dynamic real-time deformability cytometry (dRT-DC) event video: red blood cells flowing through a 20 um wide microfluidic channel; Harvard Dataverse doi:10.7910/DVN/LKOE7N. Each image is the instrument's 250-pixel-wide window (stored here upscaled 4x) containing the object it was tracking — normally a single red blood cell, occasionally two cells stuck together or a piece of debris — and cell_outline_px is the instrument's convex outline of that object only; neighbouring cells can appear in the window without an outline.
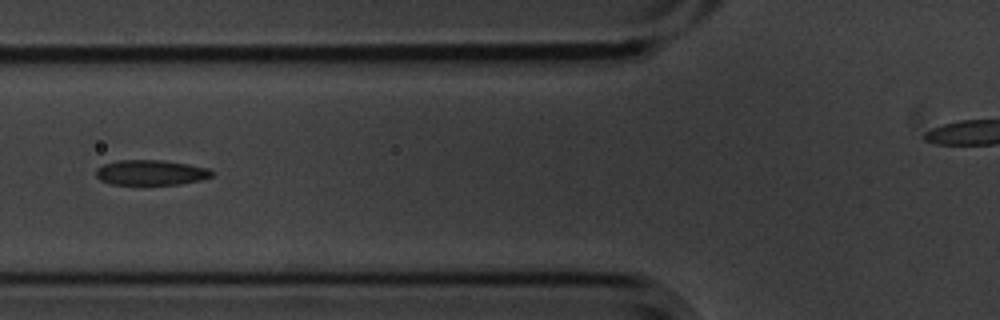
{"species": "common noctule bat (a hibernating species)", "species_latin": "Nyctalus noctula", "temperature_condition": "cold", "stored_images_in_passage": 7, "camera_frame_rate_fps": 3000, "um_per_image_px": 0.085, "animal": {"sex": "male", "body_mass_g": 20.1, "forearm_length_mm": 53.5}, "frame": {"image": 1, "passage_image": 5, "time_ms": 1.333, "image_size_px": [1000, 320], "cell_outline_px": [[212, 176], [200, 180], [180, 184], [108, 184], [100, 180], [96, 176], [96, 168], [104, 164], [116, 160], [160, 160], [188, 164], [208, 168], [212, 172]], "centroid_in_image_um": [12.78, 14.66], "position_along_channel_um": 113.0, "area_um2": 16.94}}
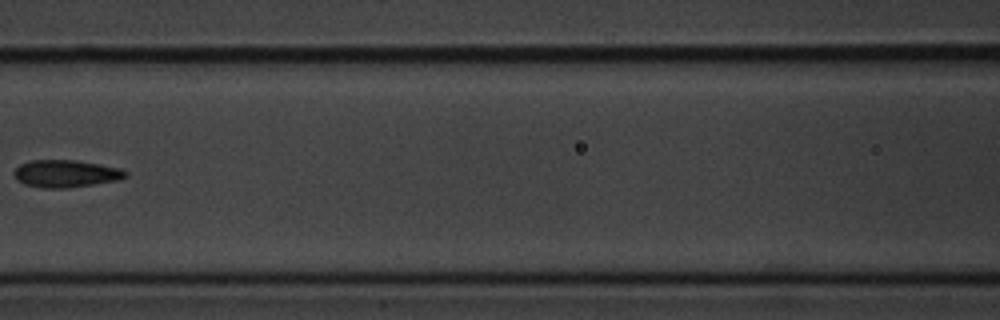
{"frame": {"image": 2, "passage_image": 6, "time_ms": 1.667, "image_size_px": [1000, 320], "cell_outline_px": [[128, 176], [116, 180], [68, 188], [40, 188], [24, 184], [16, 180], [12, 172], [20, 164], [32, 160], [76, 160], [100, 164], [120, 168], [128, 172]], "centroid_in_image_um": [5.56, 14.76], "position_along_channel_um": 161.0, "area_um2": 17.86}}
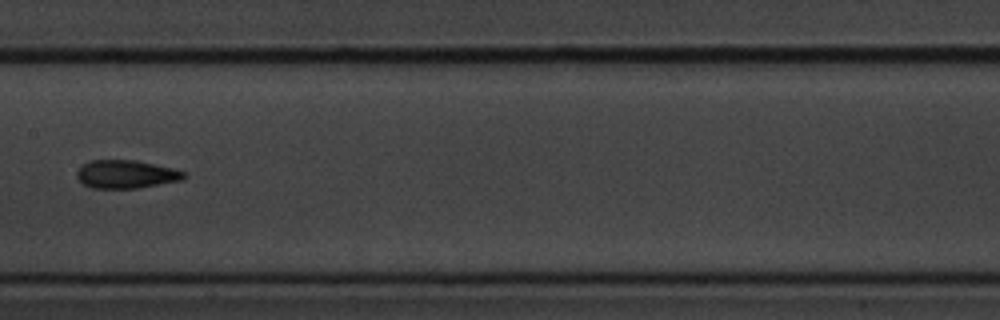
{"frame": {"image": 3, "passage_image": 7, "time_ms": 2.0, "image_size_px": [1000, 320], "cell_outline_px": [[188, 176], [180, 180], [136, 188], [92, 188], [84, 184], [76, 176], [76, 172], [84, 164], [92, 160], [136, 160], [172, 168], [184, 172]], "centroid_in_image_um": [10.71, 14.8], "position_along_channel_um": 196.7, "area_um2": 17.34}}